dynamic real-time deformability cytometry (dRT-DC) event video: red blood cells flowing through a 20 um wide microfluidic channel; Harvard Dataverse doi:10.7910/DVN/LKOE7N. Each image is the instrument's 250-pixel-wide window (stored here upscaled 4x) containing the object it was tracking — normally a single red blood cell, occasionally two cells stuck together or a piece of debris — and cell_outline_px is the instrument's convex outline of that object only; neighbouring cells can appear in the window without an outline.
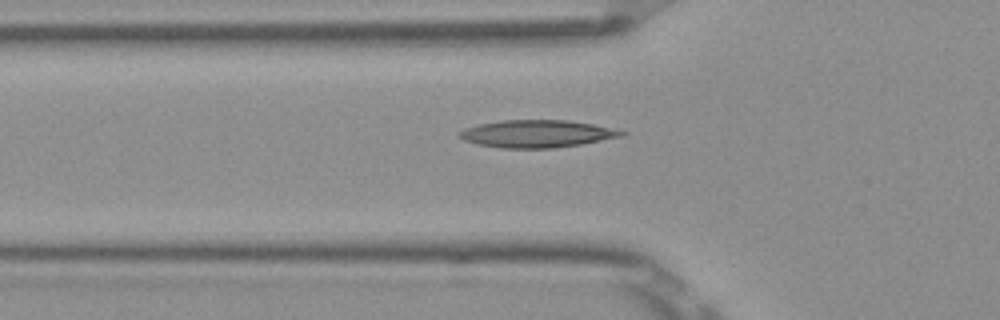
{"species": "Egyptian fruit bat (a non-hibernating species)", "species_latin": "Rousettus aegyptiacus", "temperature_condition": "room temperature", "stored_images_in_passage": 50, "camera_frame_rate_fps": 3000, "um_per_image_px": 0.085, "frame": {"image": 1, "passage_image": 17, "time_ms": 5.333, "image_size_px": [1000, 320], "cell_outline_px": [[628, 132], [624, 136], [580, 144], [552, 148], [500, 148], [476, 144], [464, 140], [456, 136], [456, 132], [464, 128], [480, 124], [500, 120], [568, 120], [592, 124]], "centroid_in_image_um": [45.57, 11.37], "position_along_channel_um": 80.2, "area_um2": 26.01}}
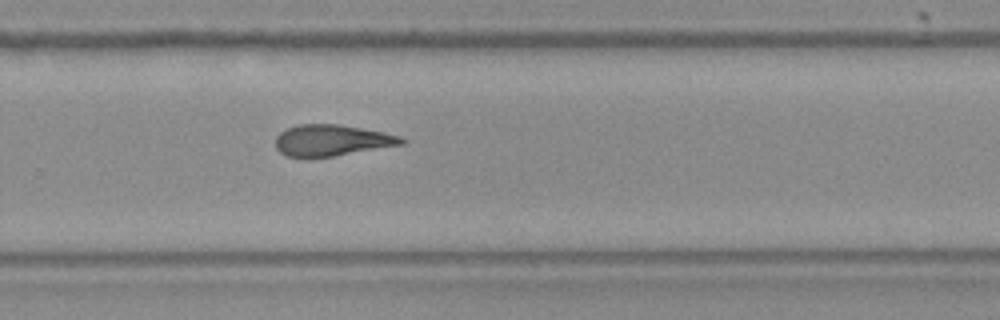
{"frame": {"image": 2, "passage_image": 34, "time_ms": 11.0, "image_size_px": [1000, 320], "cell_outline_px": [[408, 140], [404, 144], [332, 156], [284, 156], [276, 148], [276, 136], [280, 132], [296, 124], [340, 124], [384, 132], [400, 136]], "centroid_in_image_um": [28.22, 11.91], "position_along_channel_um": 301.6, "area_um2": 22.77}}
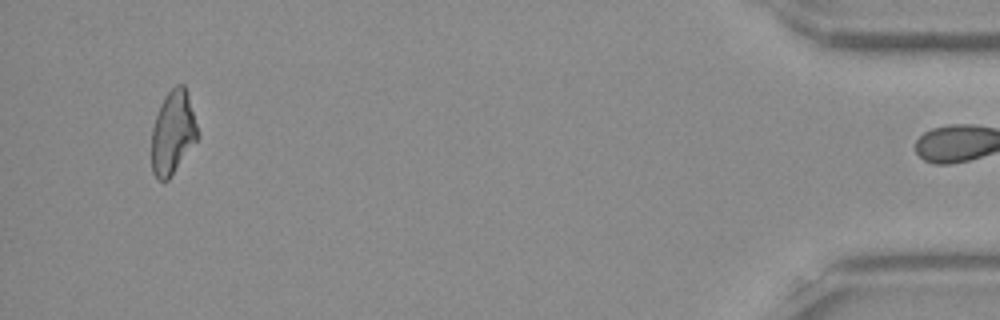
{"frame": {"image": 3, "passage_image": 49, "time_ms": 16.0, "image_size_px": [1000, 320], "cell_outline_px": [[200, 136], [168, 180], [156, 180], [152, 172], [152, 128], [160, 104], [164, 96], [176, 84], [184, 84], [188, 92], [200, 132]], "centroid_in_image_um": [14.72, 11.24], "position_along_channel_um": 420.5, "area_um2": 22.72}, "authors_computed_cell_mechanics": {"area_um2": 23.8425, "velocity_mm_per_s": 3.8958, "shape_relaxation_time_tau1_ms": null, "shape_relaxation_time_tau2_ms": 5.0007, "deformation_change_tau1": null, "deformation_change_tau2": 0.1509}}